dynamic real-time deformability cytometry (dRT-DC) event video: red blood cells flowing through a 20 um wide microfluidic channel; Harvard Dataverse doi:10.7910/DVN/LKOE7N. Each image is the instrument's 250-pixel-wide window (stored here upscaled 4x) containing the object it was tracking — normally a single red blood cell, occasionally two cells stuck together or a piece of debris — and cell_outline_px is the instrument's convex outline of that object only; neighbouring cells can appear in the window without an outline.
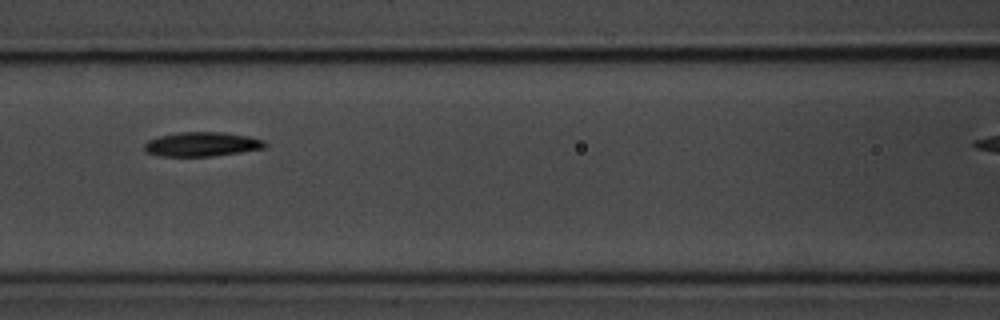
{"species": "common noctule bat (a hibernating species)", "species_latin": "Nyctalus noctula", "temperature_condition": "room temperature", "stored_images_in_passage": 9, "camera_frame_rate_fps": 3000, "um_per_image_px": 0.085, "animal": {"sex": "male", "body_mass_g": 20.1, "forearm_length_mm": 53.5}, "frame": {"image": 1, "passage_image": 3, "time_ms": 2.333, "image_size_px": [1000, 320], "cell_outline_px": [[268, 144], [264, 148], [240, 152], [212, 156], [160, 156], [148, 152], [144, 148], [144, 144], [148, 140], [160, 136], [180, 132], [224, 132], [248, 136], [264, 140]], "centroid_in_image_um": [17.18, 12.25], "position_along_channel_um": 149.4, "area_um2": 16.99}}
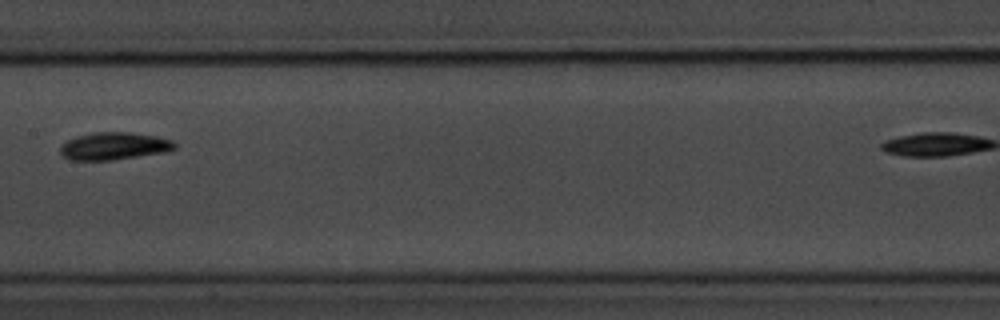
{"frame": {"image": 2, "passage_image": 4, "time_ms": 3.667, "image_size_px": [1000, 320], "cell_outline_px": [[176, 148], [164, 152], [112, 160], [68, 160], [60, 156], [60, 148], [68, 140], [92, 132], [128, 132], [156, 136], [172, 140], [176, 144]], "centroid_in_image_um": [9.68, 12.42], "position_along_channel_um": 197.7, "area_um2": 18.21}}